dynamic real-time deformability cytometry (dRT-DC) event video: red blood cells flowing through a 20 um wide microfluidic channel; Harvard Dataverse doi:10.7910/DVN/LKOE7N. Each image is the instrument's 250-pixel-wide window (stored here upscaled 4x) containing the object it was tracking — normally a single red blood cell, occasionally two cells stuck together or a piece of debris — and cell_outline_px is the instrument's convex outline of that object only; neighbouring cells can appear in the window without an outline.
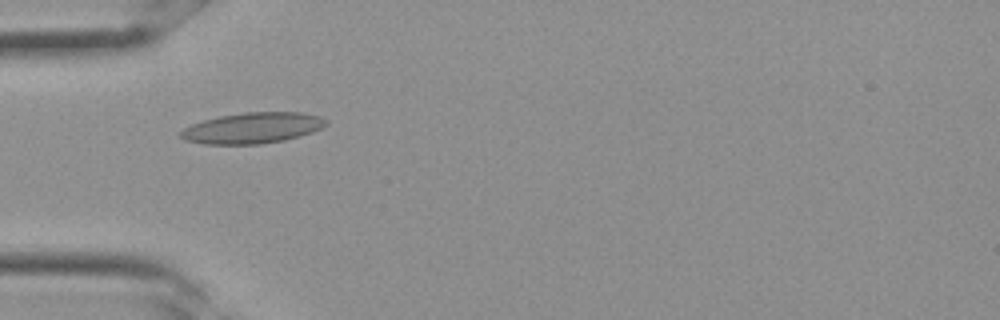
{"species": "Egyptian fruit bat (a non-hibernating species)", "species_latin": "Rousettus aegyptiacus", "temperature_condition": "room temperature", "stored_images_in_passage": 28, "camera_frame_rate_fps": 3000, "um_per_image_px": 0.085, "frame": {"image": 1, "passage_image": 5, "time_ms": 1.333, "image_size_px": [1000, 320], "cell_outline_px": [[328, 124], [324, 128], [300, 136], [284, 140], [260, 144], [204, 144], [184, 140], [180, 136], [180, 132], [184, 128], [192, 124], [204, 120], [220, 116], [244, 112], [304, 112], [320, 116], [328, 120]], "centroid_in_image_um": [21.51, 10.87], "position_along_channel_um": 63.5, "area_um2": 26.3}}
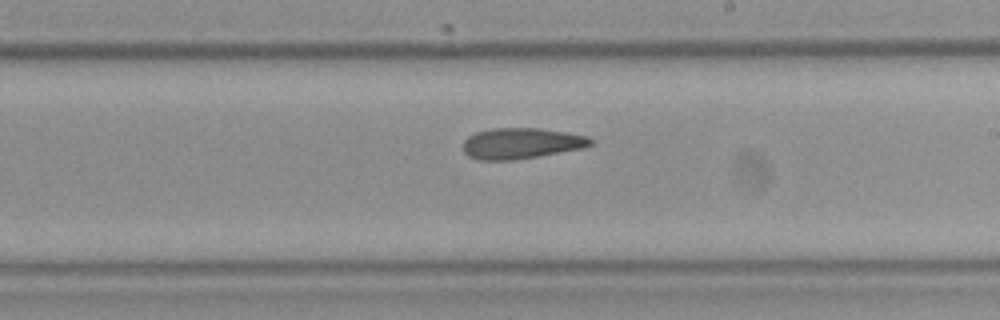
{"frame": {"image": 2, "passage_image": 14, "time_ms": 4.333, "image_size_px": [1000, 320], "cell_outline_px": [[592, 144], [584, 148], [540, 156], [512, 160], [476, 160], [468, 156], [464, 152], [464, 140], [468, 136], [476, 132], [492, 128], [540, 128], [568, 132], [588, 136], [592, 140]], "centroid_in_image_um": [44.31, 12.18], "position_along_channel_um": 244.7, "area_um2": 23.12}}
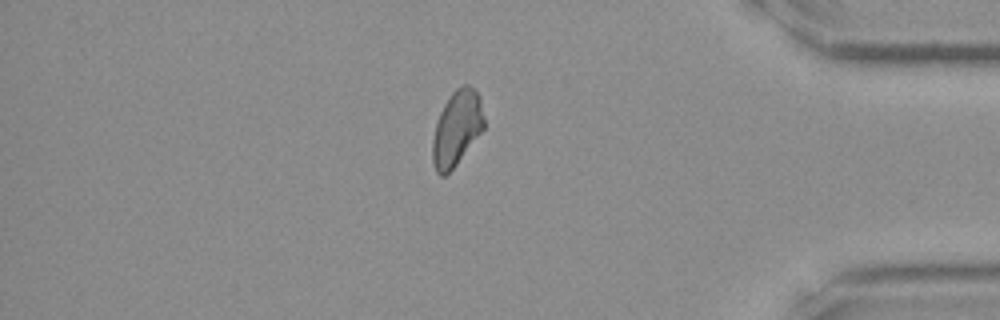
{"frame": {"image": 3, "passage_image": 23, "time_ms": 7.333, "image_size_px": [1000, 320], "cell_outline_px": [[484, 128], [456, 164], [444, 176], [440, 176], [436, 172], [432, 160], [432, 140], [436, 124], [440, 112], [444, 104], [452, 92], [456, 88], [464, 84], [468, 84], [480, 96], [484, 116]], "centroid_in_image_um": [38.82, 10.88], "position_along_channel_um": 396.4, "area_um2": 22.31}}